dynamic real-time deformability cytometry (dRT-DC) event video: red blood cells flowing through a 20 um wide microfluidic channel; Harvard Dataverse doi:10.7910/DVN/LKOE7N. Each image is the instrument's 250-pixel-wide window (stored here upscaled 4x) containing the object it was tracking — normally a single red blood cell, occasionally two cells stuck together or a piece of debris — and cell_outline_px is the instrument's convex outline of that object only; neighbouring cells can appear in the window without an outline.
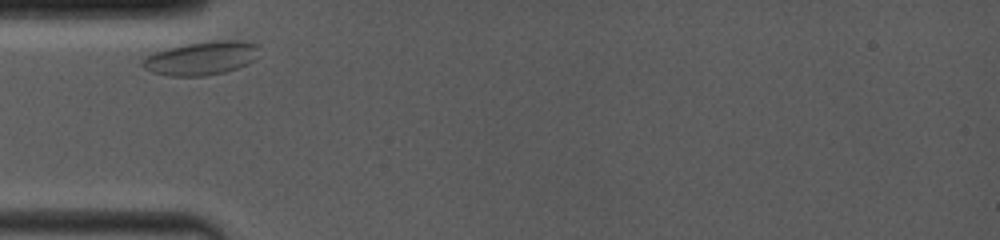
{"species": "common noctule bat (a hibernating species)", "species_latin": "Nyctalus noctula", "temperature_condition": "room temperature", "stored_images_in_passage": 7, "camera_frame_rate_fps": 4000, "um_per_image_px": 0.085, "animal": {"sex": "female", "body_mass_g": 19.0, "forearm_length_mm": 53.3}, "frame": {"image": 1, "passage_image": 1, "time_ms": 0.0, "image_size_px": [1000, 240], "cell_outline_px": [[260, 44], [252, 60], [236, 68], [224, 72], [204, 76], [172, 76], [152, 72], [144, 68], [140, 64], [140, 60], [156, 52], [168, 48], [188, 44], [220, 40], [244, 40]], "centroid_in_image_um": [17.09, 4.94], "position_along_channel_um": 67.9, "area_um2": 22.43}}
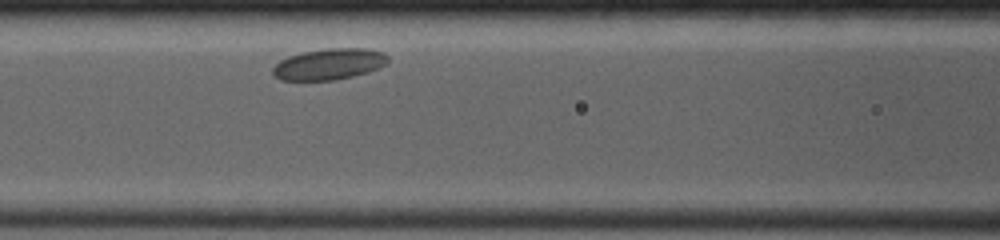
{"frame": {"image": 2, "passage_image": 7, "time_ms": 2.0, "image_size_px": [1000, 240], "cell_outline_px": [[388, 64], [380, 68], [368, 72], [352, 76], [332, 80], [280, 80], [272, 72], [272, 68], [280, 60], [288, 56], [304, 52], [328, 48], [368, 48], [384, 52], [388, 56]], "centroid_in_image_um": [28.01, 5.44], "position_along_channel_um": 138.6, "area_um2": 20.98}}